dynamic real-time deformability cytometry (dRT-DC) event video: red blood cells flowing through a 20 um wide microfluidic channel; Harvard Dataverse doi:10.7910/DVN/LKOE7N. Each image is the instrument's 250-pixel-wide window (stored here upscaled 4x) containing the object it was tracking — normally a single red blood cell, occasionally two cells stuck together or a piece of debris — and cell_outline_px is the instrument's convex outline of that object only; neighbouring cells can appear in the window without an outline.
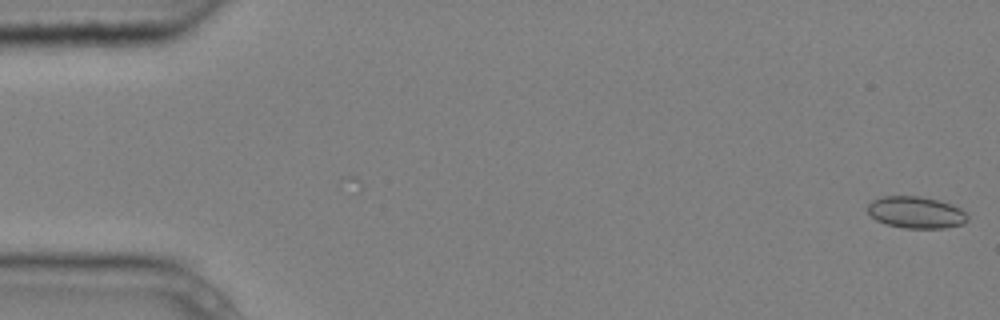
{"species": "common noctule bat (a hibernating species)", "species_latin": "Nyctalus noctula", "temperature_condition": "cold", "stored_images_in_passage": 5, "camera_frame_rate_fps": 3000, "um_per_image_px": 0.085, "animal": {"sex": "male", "body_mass_g": 20.4}, "frame": {"image": 1, "passage_image": 1, "time_ms": 0.0, "image_size_px": [1000, 320], "cell_outline_px": [[968, 220], [964, 224], [944, 228], [908, 228], [888, 224], [876, 220], [868, 212], [868, 204], [872, 200], [884, 196], [920, 196], [952, 204], [960, 208], [968, 216]], "centroid_in_image_um": [77.88, 18.05], "position_along_channel_um": 7.1, "area_um2": 18.38}}